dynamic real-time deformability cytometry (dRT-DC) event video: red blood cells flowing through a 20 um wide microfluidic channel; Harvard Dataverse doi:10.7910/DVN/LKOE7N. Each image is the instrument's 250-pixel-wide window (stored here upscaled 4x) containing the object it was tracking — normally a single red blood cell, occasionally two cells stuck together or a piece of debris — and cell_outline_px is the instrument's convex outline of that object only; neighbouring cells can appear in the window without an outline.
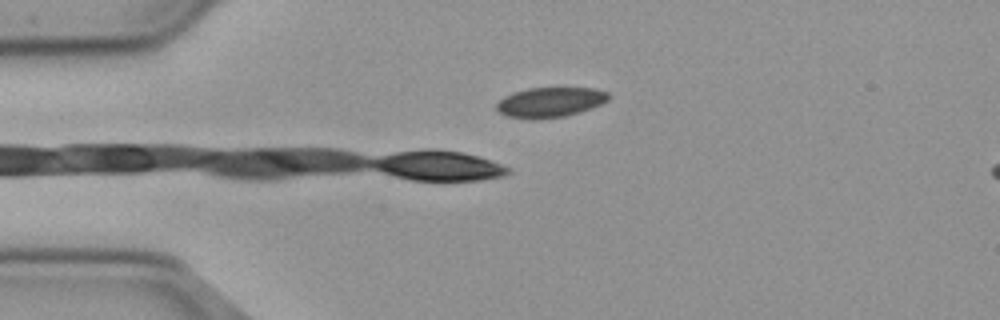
{"species": "common noctule bat (a hibernating species)", "species_latin": "Nyctalus noctula", "temperature_condition": "cold", "stored_images_in_passage": 26, "camera_frame_rate_fps": 3000, "um_per_image_px": 0.085, "animal": {"sex": "male", "body_mass_g": 23.1, "forearm_length_mm": 52.7}, "frame": {"image": 1, "passage_image": 1, "time_ms": 0.0, "image_size_px": [1000, 320], "cell_outline_px": [[608, 100], [592, 108], [580, 112], [564, 116], [540, 120], [536, 120], [508, 116], [500, 112], [496, 108], [496, 104], [504, 96], [512, 92], [528, 88], [592, 88], [608, 92]], "centroid_in_image_um": [46.74, 8.69], "position_along_channel_um": 38.3, "area_um2": 19.59}}